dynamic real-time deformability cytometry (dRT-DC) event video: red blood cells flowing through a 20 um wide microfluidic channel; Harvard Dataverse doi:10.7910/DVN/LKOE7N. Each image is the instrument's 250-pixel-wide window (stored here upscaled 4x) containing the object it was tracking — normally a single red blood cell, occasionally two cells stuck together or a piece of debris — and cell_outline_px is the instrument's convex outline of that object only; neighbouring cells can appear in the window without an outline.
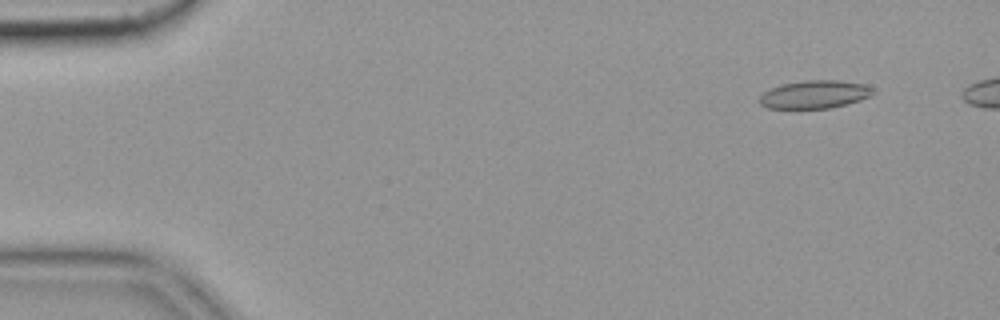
{"species": "common noctule bat (a hibernating species)", "species_latin": "Nyctalus noctula", "temperature_condition": "cold", "stored_images_in_passage": 48, "camera_frame_rate_fps": 3000, "um_per_image_px": 0.085, "animal": {"sex": "female", "body_mass_g": 19.9}, "frame": {"image": 1, "passage_image": 1, "time_ms": 0.0, "image_size_px": [1000, 320], "cell_outline_px": [[876, 92], [872, 96], [848, 104], [832, 108], [796, 112], [768, 108], [760, 104], [760, 96], [764, 92], [772, 88], [784, 84], [808, 80], [840, 80], [864, 84], [872, 88]], "centroid_in_image_um": [69.24, 8.09], "position_along_channel_um": 15.8, "area_um2": 19.42}, "authors_computed_cell_mechanics": {"area_um2": 18.2937, "velocity_mm_per_s": 3.5879, "shape_relaxation_time_tau1_ms": 5.363, "shape_relaxation_time_tau2_ms": 2.9379, "deformation_change_tau1": 0.1244, "deformation_change_tau2": 0.1091}}